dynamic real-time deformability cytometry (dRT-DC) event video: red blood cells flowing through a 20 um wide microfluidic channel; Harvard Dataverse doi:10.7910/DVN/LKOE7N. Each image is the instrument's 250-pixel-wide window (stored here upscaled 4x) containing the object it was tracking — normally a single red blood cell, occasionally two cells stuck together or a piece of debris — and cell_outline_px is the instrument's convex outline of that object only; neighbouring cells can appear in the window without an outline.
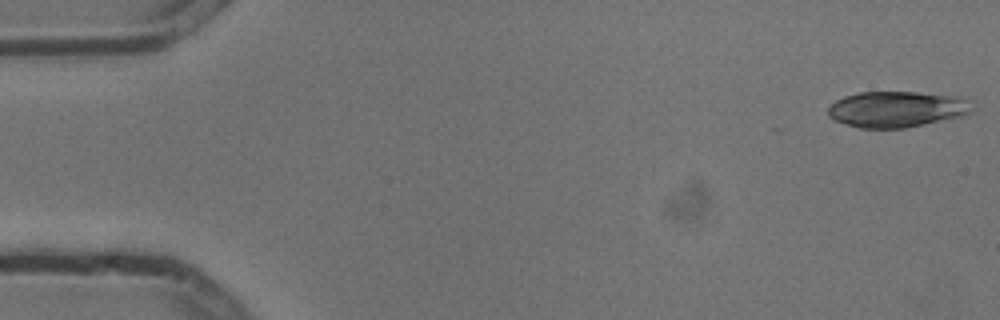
{"species": "common noctule bat (a hibernating species)", "species_latin": "Nyctalus noctula", "temperature_condition": "cold", "stored_images_in_passage": 4, "camera_frame_rate_fps": 3000, "um_per_image_px": 0.085, "animal": {"sex": "male", "body_mass_g": 13.3}, "frame": {"image": 1, "passage_image": 1, "time_ms": 0.0, "image_size_px": [1000, 320], "cell_outline_px": [[976, 108], [972, 112], [964, 116], [904, 128], [860, 128], [836, 120], [828, 116], [828, 108], [836, 100], [844, 96], [860, 92], [916, 92], [956, 96], [964, 100]], "centroid_in_image_um": [76.24, 9.28], "position_along_channel_um": 8.8, "area_um2": 30.06}}